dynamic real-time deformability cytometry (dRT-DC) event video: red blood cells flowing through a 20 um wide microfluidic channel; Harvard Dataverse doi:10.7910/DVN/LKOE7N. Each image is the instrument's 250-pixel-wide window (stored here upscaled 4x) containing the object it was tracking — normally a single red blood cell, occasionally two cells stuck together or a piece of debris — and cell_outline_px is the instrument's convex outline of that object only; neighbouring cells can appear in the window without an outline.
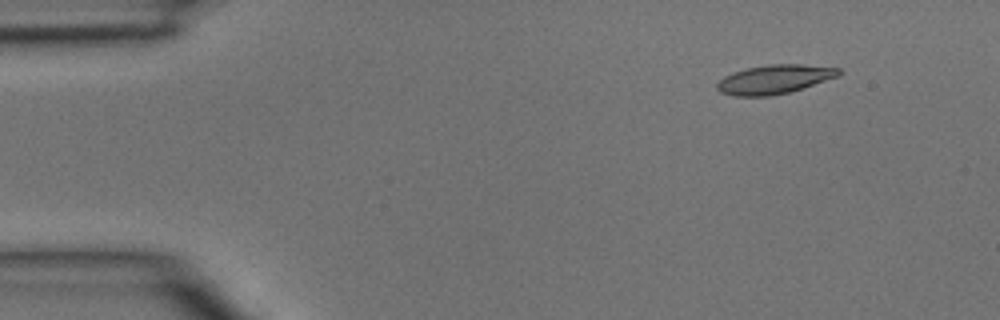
{"species": "common noctule bat (a hibernating species)", "species_latin": "Nyctalus noctula", "temperature_condition": "room temperature", "stored_images_in_passage": 3, "camera_frame_rate_fps": 3000, "um_per_image_px": 0.085, "animal": {"sex": "male", "body_mass_g": 15.6}, "frame": {"image": 1, "passage_image": 1, "time_ms": 0.0, "image_size_px": [1000, 320], "cell_outline_px": [[840, 76], [788, 92], [768, 96], [736, 96], [720, 92], [716, 88], [716, 84], [724, 76], [732, 72], [748, 68], [768, 64], [804, 64], [840, 68]], "centroid_in_image_um": [65.81, 6.73], "position_along_channel_um": 19.2, "area_um2": 20.46}}
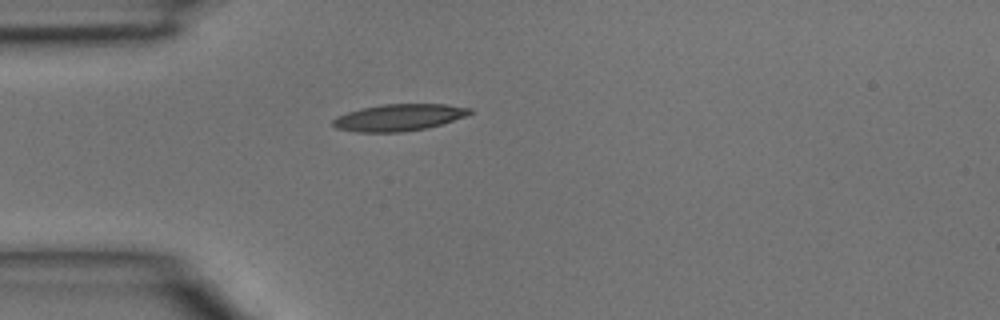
{"frame": {"image": 2, "passage_image": 3, "time_ms": 0.667, "image_size_px": [1000, 320], "cell_outline_px": [[472, 112], [464, 116], [440, 124], [424, 128], [400, 132], [356, 132], [336, 128], [332, 124], [332, 120], [336, 116], [348, 112], [380, 104], [444, 104], [472, 108]], "centroid_in_image_um": [33.86, 9.98], "position_along_channel_um": 51.1, "area_um2": 21.1}}